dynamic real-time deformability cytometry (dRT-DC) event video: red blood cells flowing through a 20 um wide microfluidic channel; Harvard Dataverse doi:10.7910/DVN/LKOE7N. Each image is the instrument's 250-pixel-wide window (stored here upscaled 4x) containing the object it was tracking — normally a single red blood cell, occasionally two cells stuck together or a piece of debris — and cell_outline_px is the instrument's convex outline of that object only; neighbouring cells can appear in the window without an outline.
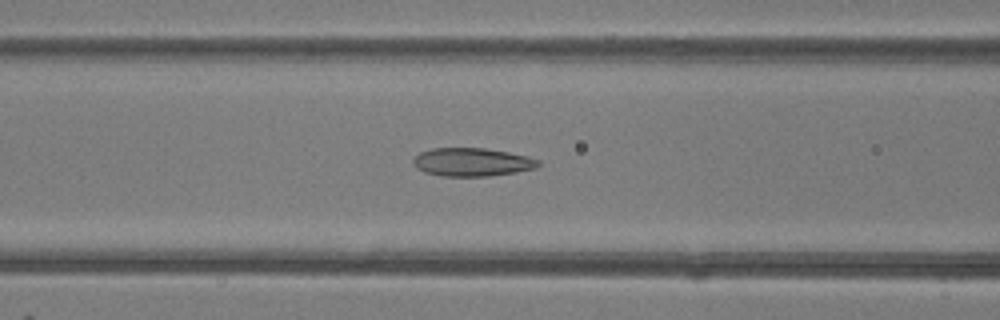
{"species": "common noctule bat (a hibernating species)", "species_latin": "Nyctalus noctula", "temperature_condition": "room temperature", "stored_images_in_passage": 35, "camera_frame_rate_fps": 3000, "um_per_image_px": 0.085, "animal": {"sex": "female"}, "frame": {"image": 1, "passage_image": 6, "time_ms": 1.667, "image_size_px": [1000, 320], "cell_outline_px": [[540, 164], [536, 168], [516, 172], [488, 176], [440, 176], [424, 172], [416, 168], [412, 164], [412, 160], [420, 152], [432, 148], [484, 148], [508, 152], [528, 156], [540, 160]], "centroid_in_image_um": [40.11, 13.78], "position_along_channel_um": 126.5, "area_um2": 20.75}}
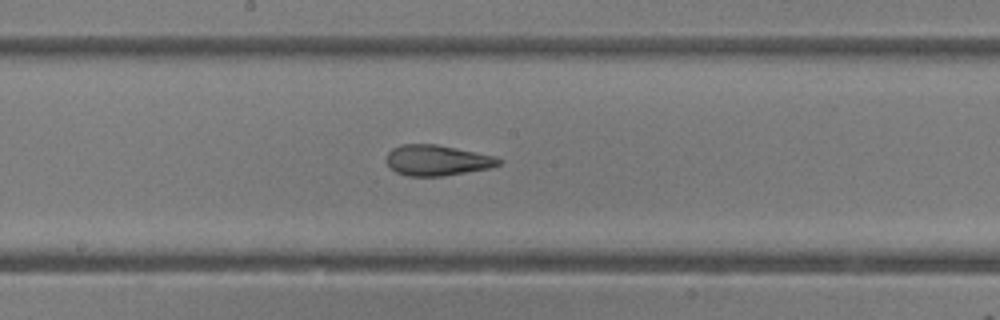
{"frame": {"image": 2, "passage_image": 12, "time_ms": 3.667, "image_size_px": [1000, 320], "cell_outline_px": [[504, 160], [500, 164], [492, 168], [444, 176], [408, 176], [396, 172], [384, 160], [388, 152], [392, 148], [400, 144], [436, 144], [496, 156]], "centroid_in_image_um": [37.17, 13.62], "position_along_channel_um": 211.0, "area_um2": 20.29}}
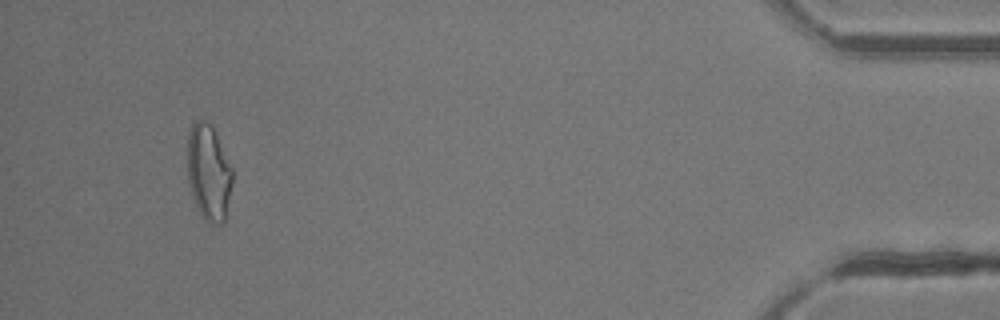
{"frame": {"image": 3, "passage_image": 32, "time_ms": 10.333, "image_size_px": [1000, 320], "cell_outline_px": [[232, 184], [224, 224], [212, 224], [204, 220], [200, 216], [192, 196], [188, 180], [188, 132], [192, 124], [196, 120], [204, 120], [212, 124], [216, 132], [232, 168]], "centroid_in_image_um": [17.74, 14.67], "position_along_channel_um": 417.5, "area_um2": 25.43}, "authors_computed_cell_mechanics": {"area_um2": 21.2704, "velocity_mm_per_s": 4.2154, "shape_relaxation_time_tau1_ms": 8.9498, "shape_relaxation_time_tau2_ms": 1.9254, "deformation_change_tau1": 0.2368, "deformation_change_tau2": 0.0899}}